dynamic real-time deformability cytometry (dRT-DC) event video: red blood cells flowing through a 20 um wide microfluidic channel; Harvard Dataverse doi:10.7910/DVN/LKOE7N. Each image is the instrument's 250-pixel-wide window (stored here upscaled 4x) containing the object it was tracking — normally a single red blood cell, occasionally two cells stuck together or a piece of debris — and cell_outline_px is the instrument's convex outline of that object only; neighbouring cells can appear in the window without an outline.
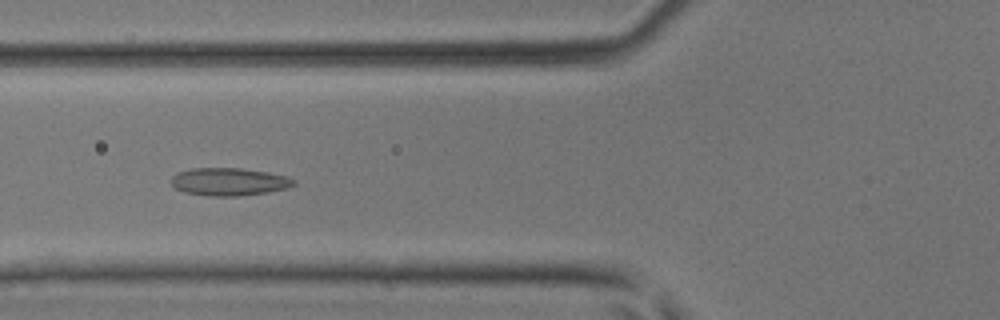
{"species": "common noctule bat (a hibernating species)", "species_latin": "Nyctalus noctula", "temperature_condition": "room temperature", "stored_images_in_passage": 47, "camera_frame_rate_fps": 3000, "um_per_image_px": 0.085, "animal": {"sex": "male", "body_mass_g": 17.9, "forearm_length_mm": 54.2}, "frame": {"image": 1, "passage_image": 18, "time_ms": 5.667, "image_size_px": [1000, 320], "cell_outline_px": [[296, 184], [288, 188], [268, 192], [236, 196], [208, 196], [184, 192], [176, 188], [172, 184], [172, 176], [176, 172], [192, 168], [240, 168], [268, 172], [288, 176], [296, 180]], "centroid_in_image_um": [19.49, 15.44], "position_along_channel_um": 106.3, "area_um2": 19.94}}
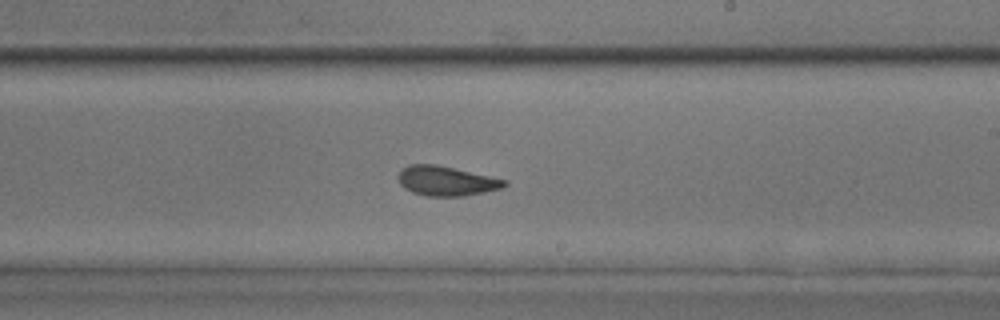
{"frame": {"image": 2, "passage_image": 28, "time_ms": 9.0, "image_size_px": [1000, 320], "cell_outline_px": [[508, 184], [500, 188], [484, 192], [464, 196], [428, 196], [412, 192], [404, 188], [400, 184], [396, 176], [408, 164], [436, 164], [508, 180]], "centroid_in_image_um": [37.91, 15.38], "position_along_channel_um": 251.1, "area_um2": 18.32}}
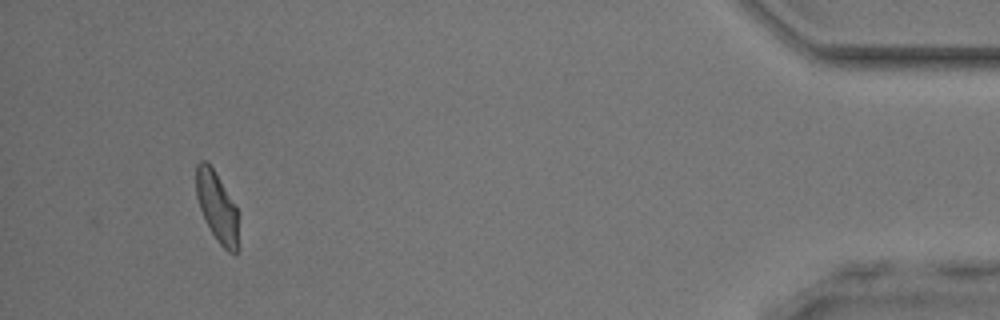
{"frame": {"image": 3, "passage_image": 44, "time_ms": 14.333, "image_size_px": [1000, 320], "cell_outline_px": [[240, 248], [236, 252], [228, 252], [216, 240], [200, 208], [196, 196], [196, 164], [200, 160], [204, 160], [212, 168], [236, 208]], "centroid_in_image_um": [18.45, 17.63], "position_along_channel_um": 416.7, "area_um2": 16.88}}